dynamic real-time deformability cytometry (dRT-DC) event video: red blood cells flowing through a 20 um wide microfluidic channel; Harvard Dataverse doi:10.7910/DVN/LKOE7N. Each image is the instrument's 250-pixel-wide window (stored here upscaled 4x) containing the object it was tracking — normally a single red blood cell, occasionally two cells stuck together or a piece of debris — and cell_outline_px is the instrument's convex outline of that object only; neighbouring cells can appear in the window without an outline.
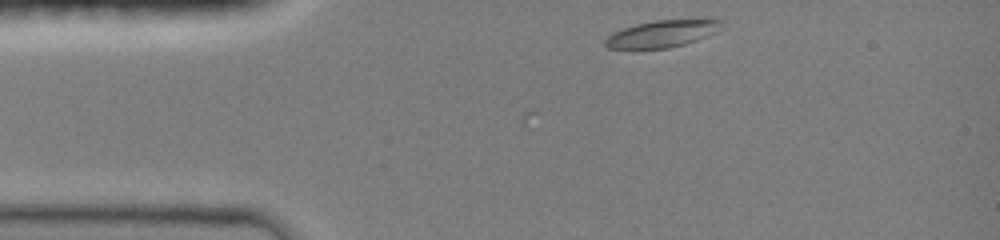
{"species": "common noctule bat (a hibernating species)", "species_latin": "Nyctalus noctula", "temperature_condition": "room temperature", "stored_images_in_passage": 24, "camera_frame_rate_fps": 3000, "um_per_image_px": 0.085, "animal": {"sex": "female", "body_mass_g": 19.0, "forearm_length_mm": 51.5}, "frame": {"image": 1, "passage_image": 1, "time_ms": 0.0, "image_size_px": [1000, 240], "cell_outline_px": [[724, 28], [716, 32], [696, 40], [684, 44], [668, 48], [608, 48], [604, 44], [604, 40], [612, 32], [636, 24], [652, 20], [720, 20]], "centroid_in_image_um": [56.26, 2.87], "position_along_channel_um": 28.7, "area_um2": 18.03}}
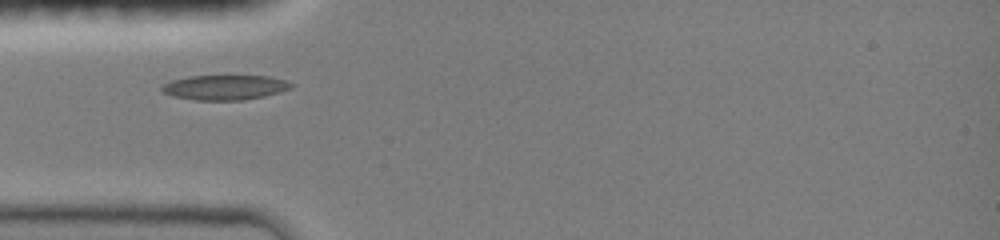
{"frame": {"image": 2, "passage_image": 7, "time_ms": 2.0, "image_size_px": [1000, 240], "cell_outline_px": [[296, 84], [292, 88], [280, 92], [264, 96], [240, 100], [196, 100], [172, 96], [164, 92], [160, 88], [164, 84], [172, 80], [188, 76], [272, 76]], "centroid_in_image_um": [19.15, 7.42], "position_along_channel_um": 65.9, "area_um2": 18.73}}
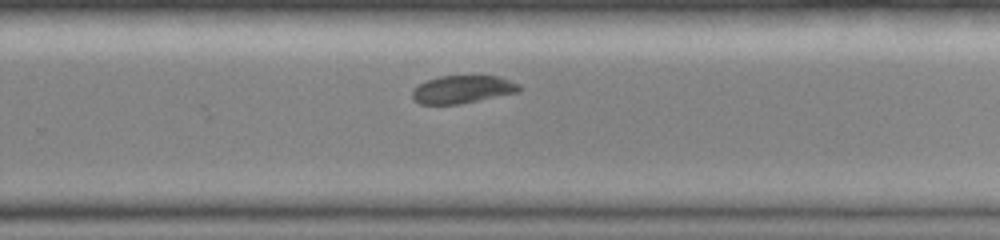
{"frame": {"image": 3, "passage_image": 24, "time_ms": 7.667, "image_size_px": [1000, 240], "cell_outline_px": [[520, 92], [460, 104], [420, 104], [412, 100], [412, 92], [420, 84], [428, 80], [440, 76], [500, 76], [520, 84]], "centroid_in_image_um": [39.34, 7.6], "position_along_channel_um": 290.5, "area_um2": 17.34}}